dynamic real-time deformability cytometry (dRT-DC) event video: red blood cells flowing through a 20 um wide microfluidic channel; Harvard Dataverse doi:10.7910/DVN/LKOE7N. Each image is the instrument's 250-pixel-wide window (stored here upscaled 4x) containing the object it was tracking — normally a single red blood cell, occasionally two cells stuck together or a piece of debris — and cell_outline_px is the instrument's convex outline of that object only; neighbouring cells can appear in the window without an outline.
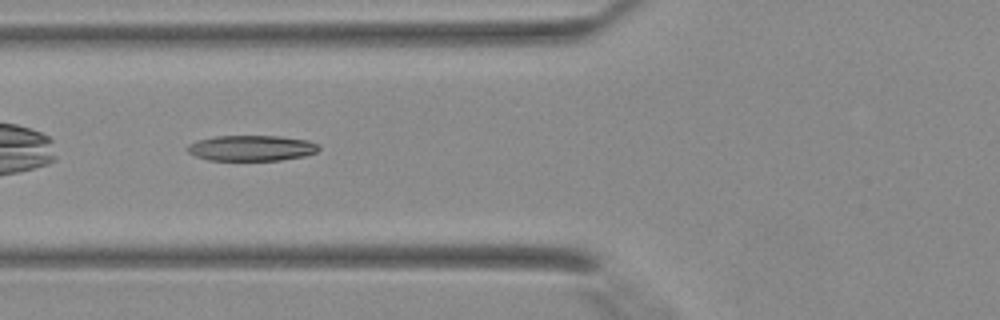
{"species": "Egyptian fruit bat (a non-hibernating species)", "species_latin": "Rousettus aegyptiacus", "temperature_condition": "warm", "stored_images_in_passage": 25, "camera_frame_rate_fps": 3000, "um_per_image_px": 0.085, "animal": {"sex": "female"}, "frame": {"image": 1, "passage_image": 3, "time_ms": 0.667, "image_size_px": [1000, 320], "cell_outline_px": [[320, 148], [316, 152], [304, 156], [280, 160], [208, 160], [196, 156], [188, 152], [184, 148], [188, 144], [200, 140], [216, 136], [280, 136], [308, 140], [316, 144]], "centroid_in_image_um": [21.36, 12.59], "position_along_channel_um": 104.4, "area_um2": 19.54}}
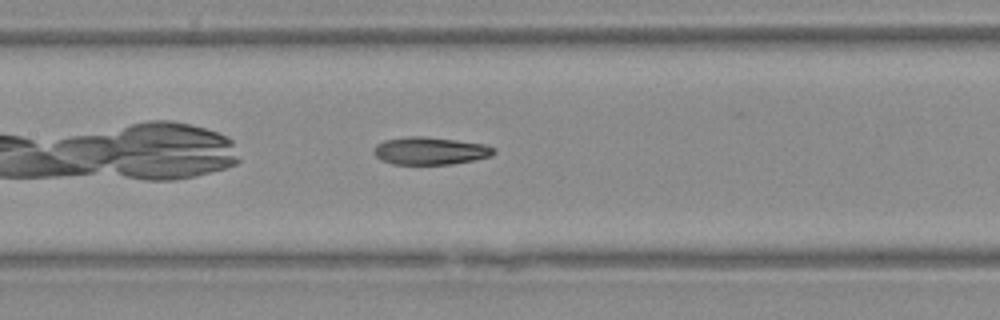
{"frame": {"image": 2, "passage_image": 7, "time_ms": 2.0, "image_size_px": [1000, 320], "cell_outline_px": [[496, 152], [492, 156], [452, 164], [392, 164], [380, 160], [372, 152], [372, 148], [376, 144], [384, 140], [408, 136], [420, 136], [484, 144], [492, 148]], "centroid_in_image_um": [36.49, 12.83], "position_along_channel_um": 170.9, "area_um2": 19.19}}
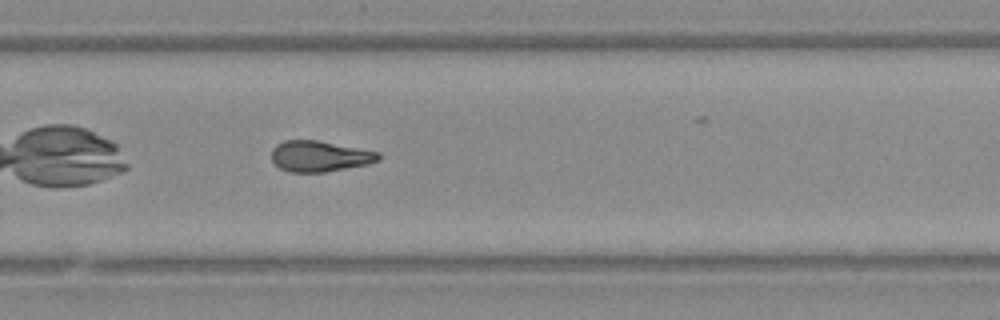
{"frame": {"image": 3, "passage_image": 15, "time_ms": 4.667, "image_size_px": [1000, 320], "cell_outline_px": [[380, 160], [368, 164], [324, 172], [288, 172], [280, 168], [272, 160], [272, 148], [276, 144], [284, 140], [316, 140], [380, 152]], "centroid_in_image_um": [27.16, 13.28], "position_along_channel_um": 302.6, "area_um2": 19.19}}